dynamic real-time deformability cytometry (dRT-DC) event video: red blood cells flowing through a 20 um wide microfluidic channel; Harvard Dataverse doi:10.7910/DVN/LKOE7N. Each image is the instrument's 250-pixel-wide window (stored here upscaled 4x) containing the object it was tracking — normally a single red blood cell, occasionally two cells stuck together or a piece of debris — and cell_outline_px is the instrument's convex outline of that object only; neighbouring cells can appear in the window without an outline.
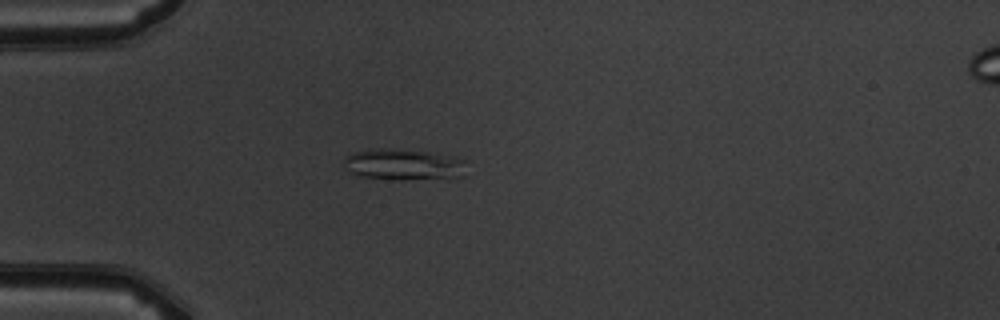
{"species": "common noctule bat (a hibernating species)", "species_latin": "Nyctalus noctula", "temperature_condition": "warm", "stored_images_in_passage": 6, "camera_frame_rate_fps": 3000, "um_per_image_px": 0.085, "animal": {"sex": "male", "body_mass_g": 19.5, "forearm_length_mm": 54.6}, "frame": {"image": 1, "passage_image": 5, "time_ms": 4.667, "image_size_px": [1000, 320], "cell_outline_px": [[464, 176], [400, 180], [396, 180], [360, 176], [344, 168], [344, 156], [352, 152], [372, 148], [380, 148], [428, 152], [456, 156], [464, 160]], "centroid_in_image_um": [34.25, 13.97], "position_along_channel_um": 50.7, "area_um2": 22.25}}